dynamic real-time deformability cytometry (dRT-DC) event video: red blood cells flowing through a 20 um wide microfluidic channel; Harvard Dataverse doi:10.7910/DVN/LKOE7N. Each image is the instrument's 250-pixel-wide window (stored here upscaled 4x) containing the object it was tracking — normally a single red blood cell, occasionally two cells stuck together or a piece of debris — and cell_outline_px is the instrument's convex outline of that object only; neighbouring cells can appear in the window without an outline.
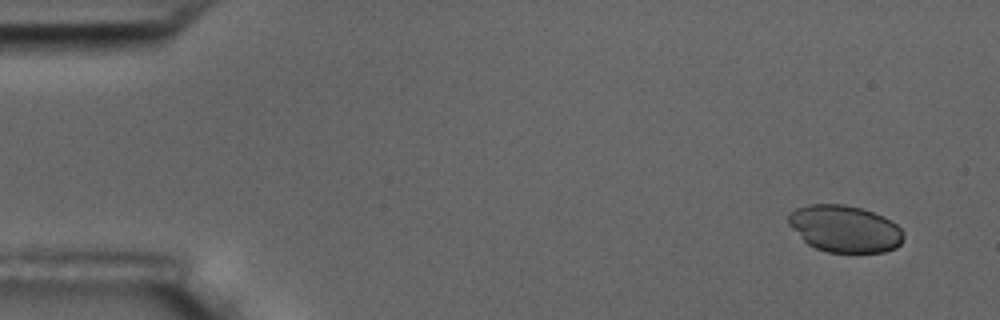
{"species": "common noctule bat (a hibernating species)", "species_latin": "Nyctalus noctula", "temperature_condition": "room temperature", "stored_images_in_passage": 4, "camera_frame_rate_fps": 3000, "um_per_image_px": 0.085, "animal": {"sex": "male", "body_mass_g": 17.5, "forearm_length_mm": 52.3}, "frame": {"image": 1, "passage_image": 1, "time_ms": 0.0, "image_size_px": [1000, 320], "cell_outline_px": [[904, 236], [900, 244], [896, 248], [884, 252], [828, 252], [816, 248], [808, 244], [788, 224], [788, 216], [796, 208], [808, 204], [844, 204], [860, 208], [884, 216], [896, 224], [904, 232]], "centroid_in_image_um": [71.82, 19.44], "position_along_channel_um": 13.2, "area_um2": 31.39}}